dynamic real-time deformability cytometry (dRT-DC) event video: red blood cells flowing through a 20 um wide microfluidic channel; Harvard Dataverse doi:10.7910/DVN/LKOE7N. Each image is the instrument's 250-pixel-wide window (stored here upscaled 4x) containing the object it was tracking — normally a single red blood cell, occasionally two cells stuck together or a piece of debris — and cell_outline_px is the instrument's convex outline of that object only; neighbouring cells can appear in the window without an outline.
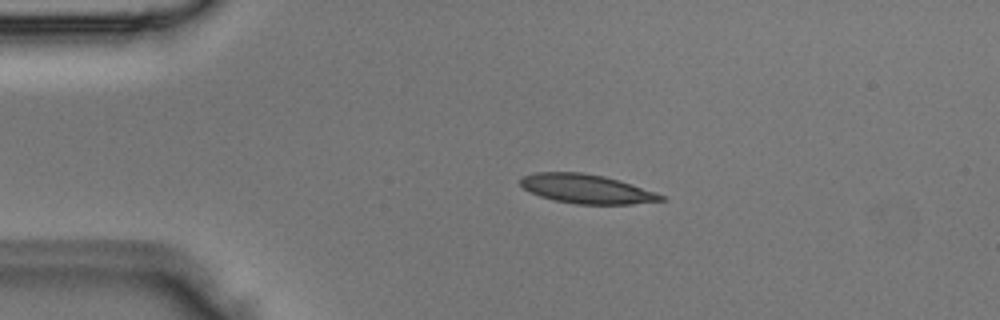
{"species": "Egyptian fruit bat (a non-hibernating species)", "species_latin": "Rousettus aegyptiacus", "temperature_condition": "room temperature", "stored_images_in_passage": 2, "camera_frame_rate_fps": 3000, "um_per_image_px": 0.085, "animal": {"sex": "male"}, "frame": {"image": 1, "passage_image": 1, "time_ms": 0.0, "image_size_px": [1000, 320], "cell_outline_px": [[664, 200], [632, 204], [576, 204], [552, 200], [540, 196], [524, 188], [520, 184], [520, 180], [524, 176], [536, 172], [584, 172], [604, 176], [656, 192], [664, 196]], "centroid_in_image_um": [49.84, 16.05], "position_along_channel_um": 35.2, "area_um2": 23.64}}